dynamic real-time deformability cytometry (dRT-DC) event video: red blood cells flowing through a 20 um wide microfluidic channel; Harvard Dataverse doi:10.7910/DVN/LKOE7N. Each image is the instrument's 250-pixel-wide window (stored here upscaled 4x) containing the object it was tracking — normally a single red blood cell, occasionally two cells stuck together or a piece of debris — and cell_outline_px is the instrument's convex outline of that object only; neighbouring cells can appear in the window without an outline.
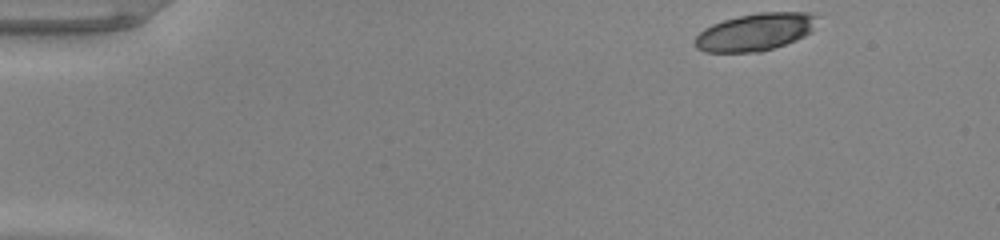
{"species": "common noctule bat (a hibernating species)", "species_latin": "Nyctalus noctula", "temperature_condition": "warm", "stored_images_in_passage": 47, "camera_frame_rate_fps": 3000, "um_per_image_px": 0.085, "animal": {"sex": "male", "body_mass_g": 20.0, "forearm_length_mm": 53.3}, "frame": {"image": 1, "passage_image": 1, "time_ms": 0.0, "image_size_px": [1000, 240], "cell_outline_px": [[816, 16], [812, 32], [796, 40], [760, 52], [704, 52], [696, 48], [696, 36], [704, 28], [712, 24], [724, 20], [756, 12], [816, 12]], "centroid_in_image_um": [64.21, 2.71], "position_along_channel_um": 20.8, "area_um2": 26.59}}
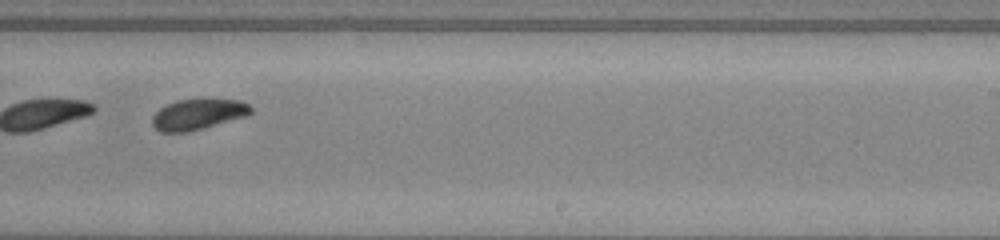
{"frame": {"image": 2, "passage_image": 29, "time_ms": 9.333, "image_size_px": [1000, 240], "cell_outline_px": [[252, 112], [248, 116], [188, 132], [160, 132], [152, 124], [152, 116], [160, 108], [176, 100], [240, 100], [248, 104], [252, 108]], "centroid_in_image_um": [16.84, 9.73], "position_along_channel_um": 272.2, "area_um2": 17.46}, "authors_computed_cell_mechanics": {"area_um2": 18.8428, "velocity_mm_per_s": 3.9399, "shape_relaxation_time_tau1_ms": 1.7158, "shape_relaxation_time_tau2_ms": 3.1239, "deformation_change_tau1": 0.0828, "deformation_change_tau2": 0.0752}}